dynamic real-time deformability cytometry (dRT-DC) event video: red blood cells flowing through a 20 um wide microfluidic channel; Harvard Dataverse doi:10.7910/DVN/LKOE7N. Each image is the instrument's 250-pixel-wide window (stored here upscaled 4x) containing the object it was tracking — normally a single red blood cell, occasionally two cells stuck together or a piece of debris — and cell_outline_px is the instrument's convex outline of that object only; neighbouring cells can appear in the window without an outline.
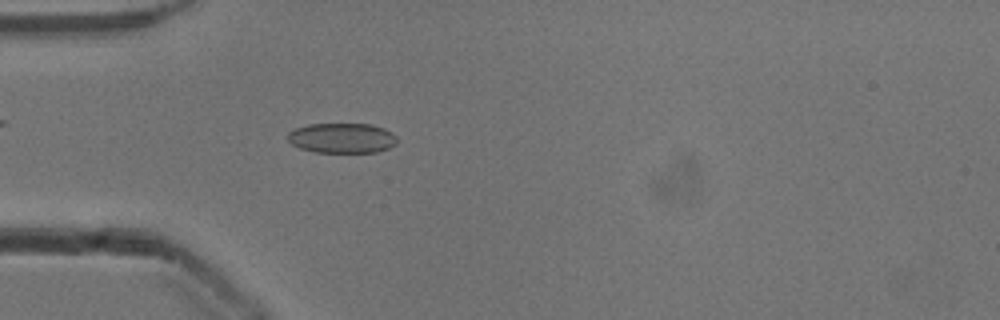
{"species": "common noctule bat (a hibernating species)", "species_latin": "Nyctalus noctula", "temperature_condition": "cold", "stored_images_in_passage": 52, "camera_frame_rate_fps": 3000, "um_per_image_px": 0.085, "animal": {"sex": "male", "body_mass_g": 13.3}, "frame": {"image": 1, "passage_image": 15, "time_ms": 4.667, "image_size_px": [1000, 320], "cell_outline_px": [[396, 144], [388, 148], [376, 152], [316, 152], [300, 148], [292, 144], [288, 140], [288, 132], [296, 128], [308, 124], [372, 124], [384, 128], [392, 132], [396, 136]], "centroid_in_image_um": [29.08, 11.73], "position_along_channel_um": 55.9, "area_um2": 19.13}}
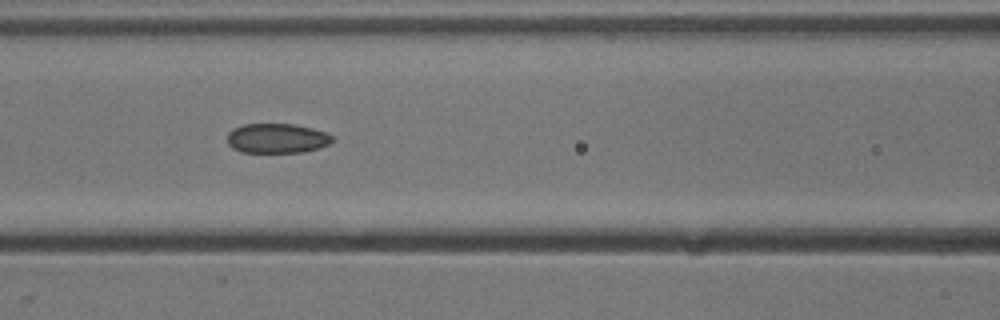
{"frame": {"image": 2, "passage_image": 22, "time_ms": 7.0, "image_size_px": [1000, 320], "cell_outline_px": [[332, 140], [328, 144], [320, 148], [304, 152], [240, 152], [232, 148], [228, 144], [228, 132], [232, 128], [244, 124], [292, 124], [312, 128], [324, 132], [332, 136]], "centroid_in_image_um": [23.51, 11.76], "position_along_channel_um": 143.1, "area_um2": 18.15}}
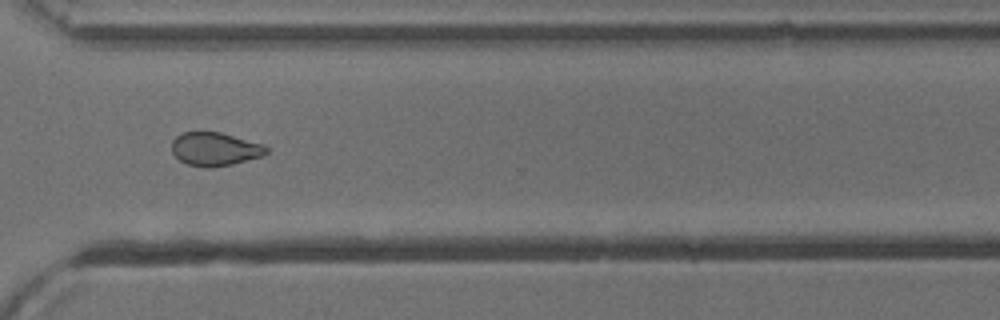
{"frame": {"image": 3, "passage_image": 38, "time_ms": 12.333, "image_size_px": [1000, 320], "cell_outline_px": [[268, 152], [264, 156], [232, 164], [212, 168], [204, 168], [188, 164], [180, 160], [172, 152], [172, 140], [176, 136], [184, 132], [220, 132], [264, 144], [268, 148]], "centroid_in_image_um": [18.29, 12.68], "position_along_channel_um": 352.3, "area_um2": 18.55}, "authors_computed_cell_mechanics": {"area_um2": 19.1607, "velocity_mm_per_s": 3.935, "shape_relaxation_time_tau1_ms": 5.7587, "shape_relaxation_time_tau2_ms": 2.2883, "deformation_change_tau1": 0.1106, "deformation_change_tau2": 0.0705}}